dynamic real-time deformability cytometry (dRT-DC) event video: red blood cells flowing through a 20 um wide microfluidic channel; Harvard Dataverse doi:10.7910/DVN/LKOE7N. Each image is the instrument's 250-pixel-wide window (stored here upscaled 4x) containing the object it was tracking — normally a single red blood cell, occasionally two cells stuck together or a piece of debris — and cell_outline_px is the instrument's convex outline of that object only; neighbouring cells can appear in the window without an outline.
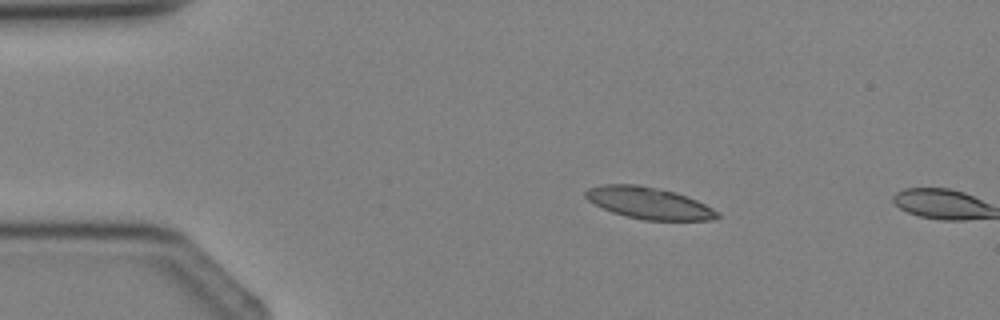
{"species": "Egyptian fruit bat (a non-hibernating species)", "species_latin": "Rousettus aegyptiacus", "temperature_condition": "cold", "stored_images_in_passage": 3, "camera_frame_rate_fps": 3000, "um_per_image_px": 0.085, "animal": {"sex": "female"}, "frame": {"image": 1, "passage_image": 2, "time_ms": 1.333, "image_size_px": [1000, 320], "cell_outline_px": [[720, 216], [712, 220], [644, 220], [624, 216], [612, 212], [588, 200], [584, 196], [584, 192], [588, 188], [604, 184], [636, 184], [676, 192], [696, 200], [720, 212]], "centroid_in_image_um": [55.15, 17.26], "position_along_channel_um": 29.8, "area_um2": 24.28}}